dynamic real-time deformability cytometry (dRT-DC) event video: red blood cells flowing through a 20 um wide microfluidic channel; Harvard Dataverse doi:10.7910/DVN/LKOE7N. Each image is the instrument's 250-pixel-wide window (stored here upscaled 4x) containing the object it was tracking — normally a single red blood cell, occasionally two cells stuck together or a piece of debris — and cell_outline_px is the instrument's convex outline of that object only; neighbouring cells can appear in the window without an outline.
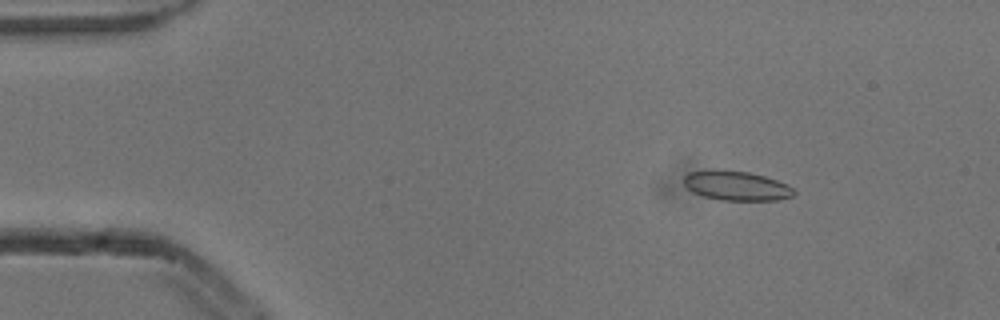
{"species": "common noctule bat (a hibernating species)", "species_latin": "Nyctalus noctula", "temperature_condition": "cold", "stored_images_in_passage": 5, "camera_frame_rate_fps": 3000, "um_per_image_px": 0.085, "animal": {"sex": "male", "body_mass_g": 13.3}, "frame": {"image": 1, "passage_image": 2, "time_ms": 0.333, "image_size_px": [1000, 320], "cell_outline_px": [[796, 192], [792, 196], [776, 200], [724, 200], [704, 196], [692, 192], [684, 184], [684, 176], [688, 172], [712, 168], [716, 168], [748, 172], [764, 176], [788, 184]], "centroid_in_image_um": [62.56, 15.76], "position_along_channel_um": 22.4, "area_um2": 19.07}}